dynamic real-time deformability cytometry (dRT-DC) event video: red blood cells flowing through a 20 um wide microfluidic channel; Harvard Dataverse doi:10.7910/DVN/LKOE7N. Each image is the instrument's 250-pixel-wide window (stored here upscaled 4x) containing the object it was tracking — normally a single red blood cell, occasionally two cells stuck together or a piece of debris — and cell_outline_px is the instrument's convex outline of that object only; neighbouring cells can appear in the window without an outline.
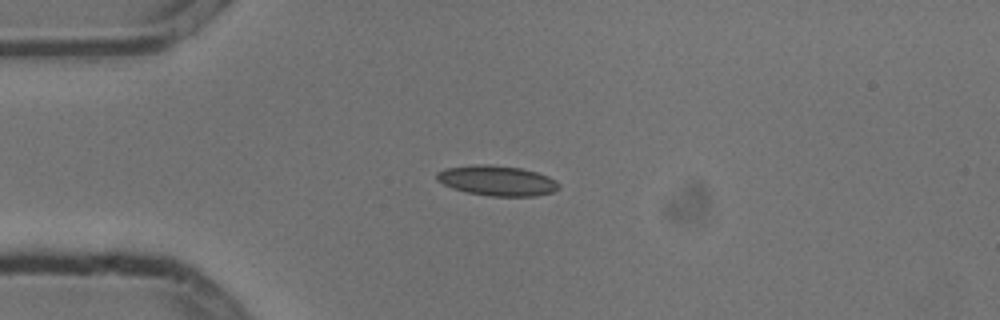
{"species": "common noctule bat (a hibernating species)", "species_latin": "Nyctalus noctula", "temperature_condition": "cold", "stored_images_in_passage": 5, "camera_frame_rate_fps": 3000, "um_per_image_px": 0.085, "animal": {"sex": "male", "body_mass_g": 13.3}, "frame": {"image": 1, "passage_image": 3, "time_ms": 0.667, "image_size_px": [1000, 320], "cell_outline_px": [[560, 188], [552, 192], [536, 196], [492, 196], [468, 192], [452, 188], [436, 180], [436, 172], [444, 168], [476, 164], [488, 164], [520, 168], [536, 172], [548, 176], [556, 180], [560, 184]], "centroid_in_image_um": [42.25, 15.35], "position_along_channel_um": 42.8, "area_um2": 21.5}}
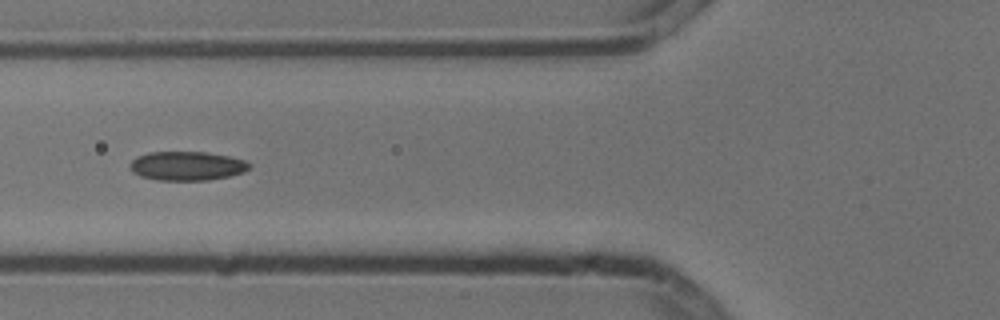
{"frame": {"image": 2, "passage_image": 5, "time_ms": 1.333, "image_size_px": [1000, 320], "cell_outline_px": [[252, 164], [244, 172], [228, 176], [208, 180], [156, 180], [140, 176], [132, 172], [132, 160], [136, 156], [148, 152], [204, 152], [228, 156], [244, 160]], "centroid_in_image_um": [15.88, 14.1], "position_along_channel_um": 109.9, "area_um2": 20.06}}